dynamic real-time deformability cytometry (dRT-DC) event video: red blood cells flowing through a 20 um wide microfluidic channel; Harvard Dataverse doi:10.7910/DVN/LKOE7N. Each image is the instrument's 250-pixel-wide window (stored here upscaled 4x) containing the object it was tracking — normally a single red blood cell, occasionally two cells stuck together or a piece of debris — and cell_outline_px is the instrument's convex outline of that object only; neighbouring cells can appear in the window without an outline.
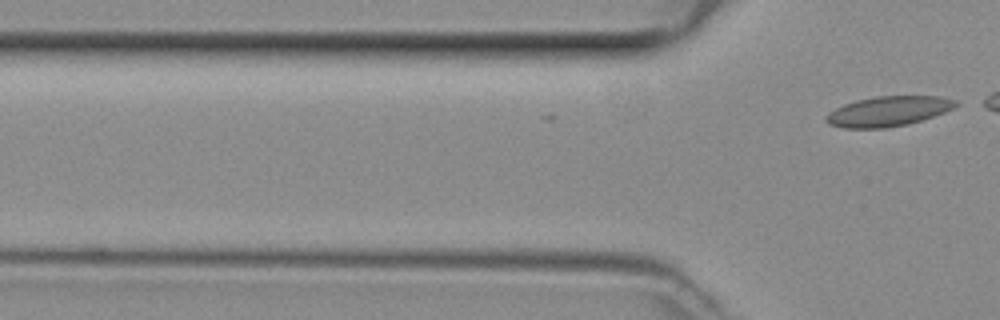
{"species": "common noctule bat (a hibernating species)", "species_latin": "Nyctalus noctula", "temperature_condition": "room temperature", "stored_images_in_passage": 3, "camera_frame_rate_fps": 3000, "um_per_image_px": 0.085, "animal": {"sex": "female", "body_mass_g": 29.2, "forearm_length_mm": 56.3}, "frame": {"image": 1, "passage_image": 3, "time_ms": 0.667, "image_size_px": [1000, 320], "cell_outline_px": [[960, 104], [944, 112], [908, 124], [884, 128], [844, 128], [828, 124], [824, 120], [824, 116], [828, 112], [844, 104], [856, 100], [876, 96], [940, 96], [956, 100]], "centroid_in_image_um": [75.46, 9.45], "position_along_channel_um": 50.3, "area_um2": 22.66}}